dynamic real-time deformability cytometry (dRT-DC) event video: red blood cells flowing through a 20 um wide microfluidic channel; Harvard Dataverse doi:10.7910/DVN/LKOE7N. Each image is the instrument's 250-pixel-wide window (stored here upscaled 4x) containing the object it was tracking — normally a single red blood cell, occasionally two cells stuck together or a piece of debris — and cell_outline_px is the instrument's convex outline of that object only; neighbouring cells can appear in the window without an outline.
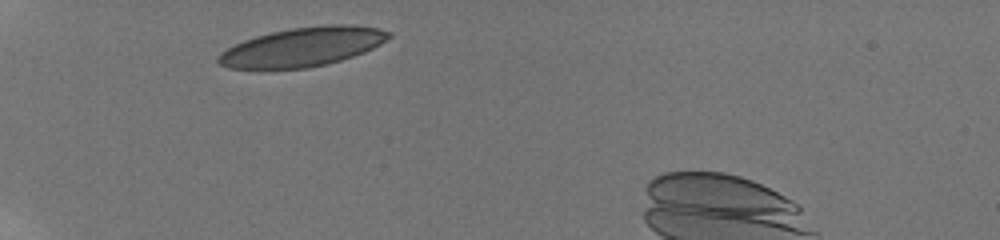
{"species": "human", "species_latin": "Homo sapiens", "temperature_condition": "room temperature", "stored_images_in_passage": 46, "camera_frame_rate_fps": 3000, "um_per_image_px": 0.085, "donor": {"sex": "male"}, "frame": {"image": 1, "passage_image": 4, "time_ms": 0.667, "image_size_px": [1000, 240], "cell_outline_px": [[392, 36], [380, 44], [364, 52], [328, 64], [308, 68], [228, 68], [220, 64], [216, 60], [216, 56], [220, 52], [244, 40], [256, 36], [272, 32], [292, 28], [324, 24], [356, 24], [380, 28], [392, 32]], "centroid_in_image_um": [25.76, 3.97], "position_along_channel_um": 59.2, "area_um2": 38.78}}
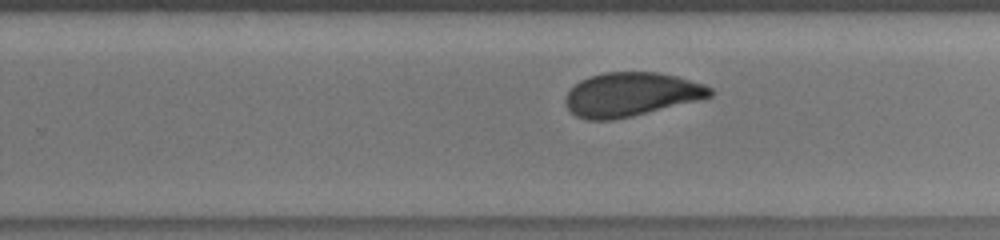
{"frame": {"image": 2, "passage_image": 30, "time_ms": 7.0, "image_size_px": [1000, 240], "cell_outline_px": [[712, 96], [700, 100], [632, 116], [612, 120], [588, 120], [576, 116], [564, 104], [564, 100], [568, 92], [580, 80], [588, 76], [604, 72], [660, 72], [676, 76], [704, 84], [712, 88]], "centroid_in_image_um": [53.63, 8.02], "position_along_channel_um": 276.2, "area_um2": 37.05}}
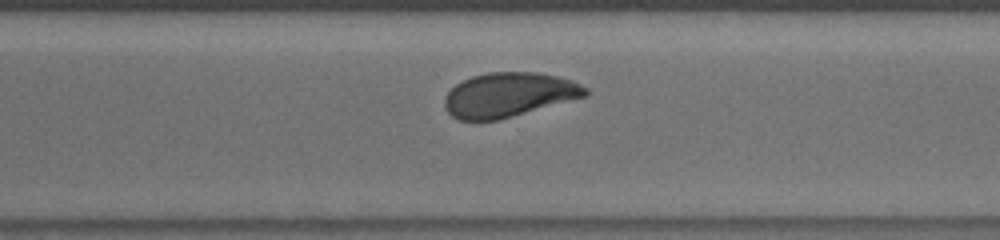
{"frame": {"image": 3, "passage_image": 34, "time_ms": 8.333, "image_size_px": [1000, 240], "cell_outline_px": [[588, 92], [584, 96], [512, 116], [496, 120], [460, 120], [452, 116], [444, 108], [444, 96], [456, 84], [472, 76], [488, 72], [536, 72], [556, 76], [572, 80], [588, 88]], "centroid_in_image_um": [43.2, 8.05], "position_along_channel_um": 327.4, "area_um2": 36.01}, "authors_computed_cell_mechanics": {"area_um2": 37.7434, "velocity_mm_per_s": 3.8423, "shape_relaxation_time_tau1_ms": 5.1682, "shape_relaxation_time_tau2_ms": 0.9572, "deformation_change_tau1": 0.1542, "deformation_change_tau2": 0.0593}}